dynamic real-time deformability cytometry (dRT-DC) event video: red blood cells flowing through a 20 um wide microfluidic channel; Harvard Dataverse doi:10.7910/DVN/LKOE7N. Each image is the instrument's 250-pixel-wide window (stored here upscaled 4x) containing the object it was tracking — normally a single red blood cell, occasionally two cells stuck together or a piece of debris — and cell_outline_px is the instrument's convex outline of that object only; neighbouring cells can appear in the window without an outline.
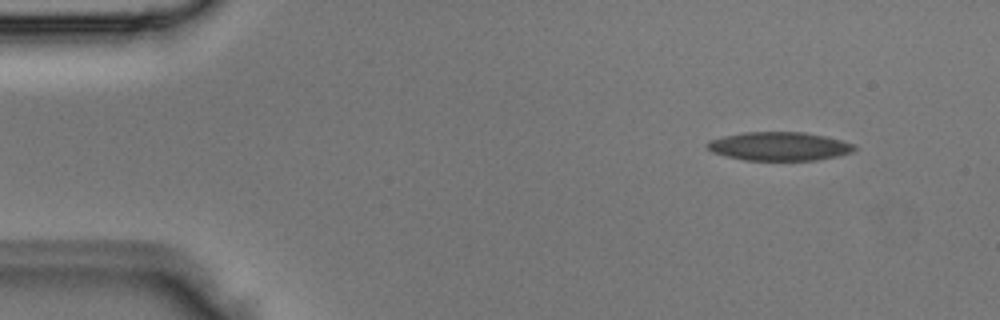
{"species": "Egyptian fruit bat (a non-hibernating species)", "species_latin": "Rousettus aegyptiacus", "temperature_condition": "room temperature", "stored_images_in_passage": 3, "camera_frame_rate_fps": 3000, "um_per_image_px": 0.085, "animal": {"sex": "male"}, "frame": {"image": 1, "passage_image": 1, "time_ms": 0.0, "image_size_px": [1000, 320], "cell_outline_px": [[860, 148], [852, 152], [840, 156], [816, 160], [744, 160], [712, 152], [704, 144], [708, 140], [740, 132], [804, 132], [824, 136], [840, 140], [852, 144]], "centroid_in_image_um": [66.23, 12.43], "position_along_channel_um": 18.8, "area_um2": 24.62}}